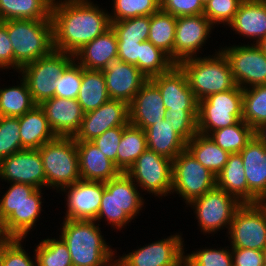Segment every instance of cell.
Listing matches in <instances>:
<instances>
[{
    "label": "cell",
    "mask_w": 266,
    "mask_h": 266,
    "mask_svg": "<svg viewBox=\"0 0 266 266\" xmlns=\"http://www.w3.org/2000/svg\"><path fill=\"white\" fill-rule=\"evenodd\" d=\"M39 152L46 175V187L62 190L81 180L74 137L57 136L43 144Z\"/></svg>",
    "instance_id": "cell-6"
},
{
    "label": "cell",
    "mask_w": 266,
    "mask_h": 266,
    "mask_svg": "<svg viewBox=\"0 0 266 266\" xmlns=\"http://www.w3.org/2000/svg\"><path fill=\"white\" fill-rule=\"evenodd\" d=\"M23 238L0 240V266H36L21 244Z\"/></svg>",
    "instance_id": "cell-44"
},
{
    "label": "cell",
    "mask_w": 266,
    "mask_h": 266,
    "mask_svg": "<svg viewBox=\"0 0 266 266\" xmlns=\"http://www.w3.org/2000/svg\"><path fill=\"white\" fill-rule=\"evenodd\" d=\"M104 189V182L84 180L64 187L61 190L67 192V210L64 219L96 221Z\"/></svg>",
    "instance_id": "cell-20"
},
{
    "label": "cell",
    "mask_w": 266,
    "mask_h": 266,
    "mask_svg": "<svg viewBox=\"0 0 266 266\" xmlns=\"http://www.w3.org/2000/svg\"><path fill=\"white\" fill-rule=\"evenodd\" d=\"M212 28L213 24L204 14L176 17L173 62L179 64L184 59L197 57Z\"/></svg>",
    "instance_id": "cell-17"
},
{
    "label": "cell",
    "mask_w": 266,
    "mask_h": 266,
    "mask_svg": "<svg viewBox=\"0 0 266 266\" xmlns=\"http://www.w3.org/2000/svg\"><path fill=\"white\" fill-rule=\"evenodd\" d=\"M10 186L0 199V224L37 189L25 183H12Z\"/></svg>",
    "instance_id": "cell-48"
},
{
    "label": "cell",
    "mask_w": 266,
    "mask_h": 266,
    "mask_svg": "<svg viewBox=\"0 0 266 266\" xmlns=\"http://www.w3.org/2000/svg\"><path fill=\"white\" fill-rule=\"evenodd\" d=\"M198 110L167 111L166 118L172 129L187 143L198 133Z\"/></svg>",
    "instance_id": "cell-47"
},
{
    "label": "cell",
    "mask_w": 266,
    "mask_h": 266,
    "mask_svg": "<svg viewBox=\"0 0 266 266\" xmlns=\"http://www.w3.org/2000/svg\"><path fill=\"white\" fill-rule=\"evenodd\" d=\"M0 178L42 189L46 186V175L39 149H23L1 159Z\"/></svg>",
    "instance_id": "cell-15"
},
{
    "label": "cell",
    "mask_w": 266,
    "mask_h": 266,
    "mask_svg": "<svg viewBox=\"0 0 266 266\" xmlns=\"http://www.w3.org/2000/svg\"><path fill=\"white\" fill-rule=\"evenodd\" d=\"M261 51L266 55V37L262 38L259 42L255 43Z\"/></svg>",
    "instance_id": "cell-56"
},
{
    "label": "cell",
    "mask_w": 266,
    "mask_h": 266,
    "mask_svg": "<svg viewBox=\"0 0 266 266\" xmlns=\"http://www.w3.org/2000/svg\"><path fill=\"white\" fill-rule=\"evenodd\" d=\"M243 0H210L205 4L204 15L214 25L229 24Z\"/></svg>",
    "instance_id": "cell-49"
},
{
    "label": "cell",
    "mask_w": 266,
    "mask_h": 266,
    "mask_svg": "<svg viewBox=\"0 0 266 266\" xmlns=\"http://www.w3.org/2000/svg\"><path fill=\"white\" fill-rule=\"evenodd\" d=\"M95 220L64 219L61 237L67 244L73 266H112L114 251L101 235ZM100 231V232H99Z\"/></svg>",
    "instance_id": "cell-2"
},
{
    "label": "cell",
    "mask_w": 266,
    "mask_h": 266,
    "mask_svg": "<svg viewBox=\"0 0 266 266\" xmlns=\"http://www.w3.org/2000/svg\"><path fill=\"white\" fill-rule=\"evenodd\" d=\"M150 80L159 88L167 111L198 110V100L178 64Z\"/></svg>",
    "instance_id": "cell-19"
},
{
    "label": "cell",
    "mask_w": 266,
    "mask_h": 266,
    "mask_svg": "<svg viewBox=\"0 0 266 266\" xmlns=\"http://www.w3.org/2000/svg\"><path fill=\"white\" fill-rule=\"evenodd\" d=\"M74 60L57 79L55 96L77 99L82 83V67Z\"/></svg>",
    "instance_id": "cell-46"
},
{
    "label": "cell",
    "mask_w": 266,
    "mask_h": 266,
    "mask_svg": "<svg viewBox=\"0 0 266 266\" xmlns=\"http://www.w3.org/2000/svg\"><path fill=\"white\" fill-rule=\"evenodd\" d=\"M137 68L148 78L168 72L175 63L160 48L150 41L141 42V52Z\"/></svg>",
    "instance_id": "cell-39"
},
{
    "label": "cell",
    "mask_w": 266,
    "mask_h": 266,
    "mask_svg": "<svg viewBox=\"0 0 266 266\" xmlns=\"http://www.w3.org/2000/svg\"><path fill=\"white\" fill-rule=\"evenodd\" d=\"M143 41H117L118 58L135 65L138 62Z\"/></svg>",
    "instance_id": "cell-54"
},
{
    "label": "cell",
    "mask_w": 266,
    "mask_h": 266,
    "mask_svg": "<svg viewBox=\"0 0 266 266\" xmlns=\"http://www.w3.org/2000/svg\"><path fill=\"white\" fill-rule=\"evenodd\" d=\"M263 260H264V263H266V246L263 249Z\"/></svg>",
    "instance_id": "cell-57"
},
{
    "label": "cell",
    "mask_w": 266,
    "mask_h": 266,
    "mask_svg": "<svg viewBox=\"0 0 266 266\" xmlns=\"http://www.w3.org/2000/svg\"><path fill=\"white\" fill-rule=\"evenodd\" d=\"M240 155L249 188V203L266 202V145L254 136Z\"/></svg>",
    "instance_id": "cell-23"
},
{
    "label": "cell",
    "mask_w": 266,
    "mask_h": 266,
    "mask_svg": "<svg viewBox=\"0 0 266 266\" xmlns=\"http://www.w3.org/2000/svg\"><path fill=\"white\" fill-rule=\"evenodd\" d=\"M6 27L14 52V69L50 54L53 48L51 19H11L1 21Z\"/></svg>",
    "instance_id": "cell-3"
},
{
    "label": "cell",
    "mask_w": 266,
    "mask_h": 266,
    "mask_svg": "<svg viewBox=\"0 0 266 266\" xmlns=\"http://www.w3.org/2000/svg\"><path fill=\"white\" fill-rule=\"evenodd\" d=\"M19 117L2 116L0 121V160L21 151Z\"/></svg>",
    "instance_id": "cell-43"
},
{
    "label": "cell",
    "mask_w": 266,
    "mask_h": 266,
    "mask_svg": "<svg viewBox=\"0 0 266 266\" xmlns=\"http://www.w3.org/2000/svg\"><path fill=\"white\" fill-rule=\"evenodd\" d=\"M148 149L147 137L143 129L128 124L119 142L117 151V168L126 173L138 157Z\"/></svg>",
    "instance_id": "cell-34"
},
{
    "label": "cell",
    "mask_w": 266,
    "mask_h": 266,
    "mask_svg": "<svg viewBox=\"0 0 266 266\" xmlns=\"http://www.w3.org/2000/svg\"><path fill=\"white\" fill-rule=\"evenodd\" d=\"M216 187L234 196L242 204L249 203V188L240 153L229 155L224 168L216 176Z\"/></svg>",
    "instance_id": "cell-30"
},
{
    "label": "cell",
    "mask_w": 266,
    "mask_h": 266,
    "mask_svg": "<svg viewBox=\"0 0 266 266\" xmlns=\"http://www.w3.org/2000/svg\"><path fill=\"white\" fill-rule=\"evenodd\" d=\"M161 10L175 17L194 16L204 13L201 0H160Z\"/></svg>",
    "instance_id": "cell-51"
},
{
    "label": "cell",
    "mask_w": 266,
    "mask_h": 266,
    "mask_svg": "<svg viewBox=\"0 0 266 266\" xmlns=\"http://www.w3.org/2000/svg\"><path fill=\"white\" fill-rule=\"evenodd\" d=\"M129 104L110 99L95 110L84 113L75 141H92L106 130L129 124Z\"/></svg>",
    "instance_id": "cell-16"
},
{
    "label": "cell",
    "mask_w": 266,
    "mask_h": 266,
    "mask_svg": "<svg viewBox=\"0 0 266 266\" xmlns=\"http://www.w3.org/2000/svg\"><path fill=\"white\" fill-rule=\"evenodd\" d=\"M211 57H191L178 65L186 73L190 88L196 99L225 92L236 86L230 64L221 50Z\"/></svg>",
    "instance_id": "cell-4"
},
{
    "label": "cell",
    "mask_w": 266,
    "mask_h": 266,
    "mask_svg": "<svg viewBox=\"0 0 266 266\" xmlns=\"http://www.w3.org/2000/svg\"><path fill=\"white\" fill-rule=\"evenodd\" d=\"M220 148L230 154L240 153L255 136V130L245 121L217 129L208 135Z\"/></svg>",
    "instance_id": "cell-36"
},
{
    "label": "cell",
    "mask_w": 266,
    "mask_h": 266,
    "mask_svg": "<svg viewBox=\"0 0 266 266\" xmlns=\"http://www.w3.org/2000/svg\"><path fill=\"white\" fill-rule=\"evenodd\" d=\"M126 126H117L106 130L100 136L94 138L92 143L117 167V151L119 142Z\"/></svg>",
    "instance_id": "cell-50"
},
{
    "label": "cell",
    "mask_w": 266,
    "mask_h": 266,
    "mask_svg": "<svg viewBox=\"0 0 266 266\" xmlns=\"http://www.w3.org/2000/svg\"><path fill=\"white\" fill-rule=\"evenodd\" d=\"M221 51L230 64L237 86L246 89L266 84V55L256 44L228 46Z\"/></svg>",
    "instance_id": "cell-13"
},
{
    "label": "cell",
    "mask_w": 266,
    "mask_h": 266,
    "mask_svg": "<svg viewBox=\"0 0 266 266\" xmlns=\"http://www.w3.org/2000/svg\"><path fill=\"white\" fill-rule=\"evenodd\" d=\"M176 17L161 9L150 15L149 37L155 47L160 48L173 61Z\"/></svg>",
    "instance_id": "cell-35"
},
{
    "label": "cell",
    "mask_w": 266,
    "mask_h": 266,
    "mask_svg": "<svg viewBox=\"0 0 266 266\" xmlns=\"http://www.w3.org/2000/svg\"><path fill=\"white\" fill-rule=\"evenodd\" d=\"M116 57L117 36L112 27L74 54V60H77L82 68L89 70H101L108 60Z\"/></svg>",
    "instance_id": "cell-27"
},
{
    "label": "cell",
    "mask_w": 266,
    "mask_h": 266,
    "mask_svg": "<svg viewBox=\"0 0 266 266\" xmlns=\"http://www.w3.org/2000/svg\"><path fill=\"white\" fill-rule=\"evenodd\" d=\"M117 41H147L150 15L111 22Z\"/></svg>",
    "instance_id": "cell-42"
},
{
    "label": "cell",
    "mask_w": 266,
    "mask_h": 266,
    "mask_svg": "<svg viewBox=\"0 0 266 266\" xmlns=\"http://www.w3.org/2000/svg\"><path fill=\"white\" fill-rule=\"evenodd\" d=\"M188 204L193 206L201 231L206 234L223 227L229 231L234 213L242 205L237 198L217 187Z\"/></svg>",
    "instance_id": "cell-11"
},
{
    "label": "cell",
    "mask_w": 266,
    "mask_h": 266,
    "mask_svg": "<svg viewBox=\"0 0 266 266\" xmlns=\"http://www.w3.org/2000/svg\"><path fill=\"white\" fill-rule=\"evenodd\" d=\"M73 61L74 55L53 50L21 68L19 72L36 105L55 96L57 79Z\"/></svg>",
    "instance_id": "cell-8"
},
{
    "label": "cell",
    "mask_w": 266,
    "mask_h": 266,
    "mask_svg": "<svg viewBox=\"0 0 266 266\" xmlns=\"http://www.w3.org/2000/svg\"><path fill=\"white\" fill-rule=\"evenodd\" d=\"M243 117V89L235 86L198 101V133L211 132L236 124Z\"/></svg>",
    "instance_id": "cell-7"
},
{
    "label": "cell",
    "mask_w": 266,
    "mask_h": 266,
    "mask_svg": "<svg viewBox=\"0 0 266 266\" xmlns=\"http://www.w3.org/2000/svg\"><path fill=\"white\" fill-rule=\"evenodd\" d=\"M216 187V176L184 149L172 160V193L188 203Z\"/></svg>",
    "instance_id": "cell-9"
},
{
    "label": "cell",
    "mask_w": 266,
    "mask_h": 266,
    "mask_svg": "<svg viewBox=\"0 0 266 266\" xmlns=\"http://www.w3.org/2000/svg\"><path fill=\"white\" fill-rule=\"evenodd\" d=\"M228 232L232 248L263 251L266 246V202L242 204L234 213Z\"/></svg>",
    "instance_id": "cell-10"
},
{
    "label": "cell",
    "mask_w": 266,
    "mask_h": 266,
    "mask_svg": "<svg viewBox=\"0 0 266 266\" xmlns=\"http://www.w3.org/2000/svg\"><path fill=\"white\" fill-rule=\"evenodd\" d=\"M210 0H201V2L205 5Z\"/></svg>",
    "instance_id": "cell-58"
},
{
    "label": "cell",
    "mask_w": 266,
    "mask_h": 266,
    "mask_svg": "<svg viewBox=\"0 0 266 266\" xmlns=\"http://www.w3.org/2000/svg\"><path fill=\"white\" fill-rule=\"evenodd\" d=\"M34 250L36 266H73L68 246L61 237L44 239Z\"/></svg>",
    "instance_id": "cell-40"
},
{
    "label": "cell",
    "mask_w": 266,
    "mask_h": 266,
    "mask_svg": "<svg viewBox=\"0 0 266 266\" xmlns=\"http://www.w3.org/2000/svg\"><path fill=\"white\" fill-rule=\"evenodd\" d=\"M101 71L109 97L128 104L148 80L136 65L125 63L118 57L108 60Z\"/></svg>",
    "instance_id": "cell-18"
},
{
    "label": "cell",
    "mask_w": 266,
    "mask_h": 266,
    "mask_svg": "<svg viewBox=\"0 0 266 266\" xmlns=\"http://www.w3.org/2000/svg\"><path fill=\"white\" fill-rule=\"evenodd\" d=\"M113 15L110 13V21H120L130 18L148 16L161 9L160 0H113Z\"/></svg>",
    "instance_id": "cell-41"
},
{
    "label": "cell",
    "mask_w": 266,
    "mask_h": 266,
    "mask_svg": "<svg viewBox=\"0 0 266 266\" xmlns=\"http://www.w3.org/2000/svg\"><path fill=\"white\" fill-rule=\"evenodd\" d=\"M126 174L149 194L165 197L172 191V160L149 149L137 158Z\"/></svg>",
    "instance_id": "cell-12"
},
{
    "label": "cell",
    "mask_w": 266,
    "mask_h": 266,
    "mask_svg": "<svg viewBox=\"0 0 266 266\" xmlns=\"http://www.w3.org/2000/svg\"><path fill=\"white\" fill-rule=\"evenodd\" d=\"M21 79L20 85L0 88V112L2 116L21 117L36 105L25 80Z\"/></svg>",
    "instance_id": "cell-37"
},
{
    "label": "cell",
    "mask_w": 266,
    "mask_h": 266,
    "mask_svg": "<svg viewBox=\"0 0 266 266\" xmlns=\"http://www.w3.org/2000/svg\"><path fill=\"white\" fill-rule=\"evenodd\" d=\"M90 1L53 0L54 50L74 55L111 27L109 13Z\"/></svg>",
    "instance_id": "cell-1"
},
{
    "label": "cell",
    "mask_w": 266,
    "mask_h": 266,
    "mask_svg": "<svg viewBox=\"0 0 266 266\" xmlns=\"http://www.w3.org/2000/svg\"><path fill=\"white\" fill-rule=\"evenodd\" d=\"M145 133L148 149L171 160L186 149V142L172 129L167 118L149 126Z\"/></svg>",
    "instance_id": "cell-29"
},
{
    "label": "cell",
    "mask_w": 266,
    "mask_h": 266,
    "mask_svg": "<svg viewBox=\"0 0 266 266\" xmlns=\"http://www.w3.org/2000/svg\"><path fill=\"white\" fill-rule=\"evenodd\" d=\"M228 26L238 34L259 42L266 37V0H243Z\"/></svg>",
    "instance_id": "cell-26"
},
{
    "label": "cell",
    "mask_w": 266,
    "mask_h": 266,
    "mask_svg": "<svg viewBox=\"0 0 266 266\" xmlns=\"http://www.w3.org/2000/svg\"><path fill=\"white\" fill-rule=\"evenodd\" d=\"M76 146L81 180L107 182L121 173L92 141H76Z\"/></svg>",
    "instance_id": "cell-24"
},
{
    "label": "cell",
    "mask_w": 266,
    "mask_h": 266,
    "mask_svg": "<svg viewBox=\"0 0 266 266\" xmlns=\"http://www.w3.org/2000/svg\"><path fill=\"white\" fill-rule=\"evenodd\" d=\"M254 130L266 123V84L243 89V117Z\"/></svg>",
    "instance_id": "cell-38"
},
{
    "label": "cell",
    "mask_w": 266,
    "mask_h": 266,
    "mask_svg": "<svg viewBox=\"0 0 266 266\" xmlns=\"http://www.w3.org/2000/svg\"><path fill=\"white\" fill-rule=\"evenodd\" d=\"M186 266H233L231 250L200 249L184 256Z\"/></svg>",
    "instance_id": "cell-45"
},
{
    "label": "cell",
    "mask_w": 266,
    "mask_h": 266,
    "mask_svg": "<svg viewBox=\"0 0 266 266\" xmlns=\"http://www.w3.org/2000/svg\"><path fill=\"white\" fill-rule=\"evenodd\" d=\"M233 266H262L263 251L248 248H231Z\"/></svg>",
    "instance_id": "cell-52"
},
{
    "label": "cell",
    "mask_w": 266,
    "mask_h": 266,
    "mask_svg": "<svg viewBox=\"0 0 266 266\" xmlns=\"http://www.w3.org/2000/svg\"><path fill=\"white\" fill-rule=\"evenodd\" d=\"M255 136L266 145V123L261 124L258 128L255 129Z\"/></svg>",
    "instance_id": "cell-55"
},
{
    "label": "cell",
    "mask_w": 266,
    "mask_h": 266,
    "mask_svg": "<svg viewBox=\"0 0 266 266\" xmlns=\"http://www.w3.org/2000/svg\"><path fill=\"white\" fill-rule=\"evenodd\" d=\"M41 194V189H36L0 224L2 238H25L29 234L42 210Z\"/></svg>",
    "instance_id": "cell-25"
},
{
    "label": "cell",
    "mask_w": 266,
    "mask_h": 266,
    "mask_svg": "<svg viewBox=\"0 0 266 266\" xmlns=\"http://www.w3.org/2000/svg\"><path fill=\"white\" fill-rule=\"evenodd\" d=\"M186 149L215 176L224 168L230 153L220 148L209 136L197 133L187 143Z\"/></svg>",
    "instance_id": "cell-31"
},
{
    "label": "cell",
    "mask_w": 266,
    "mask_h": 266,
    "mask_svg": "<svg viewBox=\"0 0 266 266\" xmlns=\"http://www.w3.org/2000/svg\"><path fill=\"white\" fill-rule=\"evenodd\" d=\"M53 0H0V19H51Z\"/></svg>",
    "instance_id": "cell-33"
},
{
    "label": "cell",
    "mask_w": 266,
    "mask_h": 266,
    "mask_svg": "<svg viewBox=\"0 0 266 266\" xmlns=\"http://www.w3.org/2000/svg\"><path fill=\"white\" fill-rule=\"evenodd\" d=\"M167 109L159 88L148 79L129 103L130 124L143 129L166 118Z\"/></svg>",
    "instance_id": "cell-21"
},
{
    "label": "cell",
    "mask_w": 266,
    "mask_h": 266,
    "mask_svg": "<svg viewBox=\"0 0 266 266\" xmlns=\"http://www.w3.org/2000/svg\"><path fill=\"white\" fill-rule=\"evenodd\" d=\"M182 239L181 235H171L125 254L116 263L119 266H183Z\"/></svg>",
    "instance_id": "cell-14"
},
{
    "label": "cell",
    "mask_w": 266,
    "mask_h": 266,
    "mask_svg": "<svg viewBox=\"0 0 266 266\" xmlns=\"http://www.w3.org/2000/svg\"><path fill=\"white\" fill-rule=\"evenodd\" d=\"M56 136L74 137L79 131L84 112L77 99L54 96L40 104Z\"/></svg>",
    "instance_id": "cell-22"
},
{
    "label": "cell",
    "mask_w": 266,
    "mask_h": 266,
    "mask_svg": "<svg viewBox=\"0 0 266 266\" xmlns=\"http://www.w3.org/2000/svg\"><path fill=\"white\" fill-rule=\"evenodd\" d=\"M14 69V52L8 37L7 27L0 22V68Z\"/></svg>",
    "instance_id": "cell-53"
},
{
    "label": "cell",
    "mask_w": 266,
    "mask_h": 266,
    "mask_svg": "<svg viewBox=\"0 0 266 266\" xmlns=\"http://www.w3.org/2000/svg\"><path fill=\"white\" fill-rule=\"evenodd\" d=\"M104 184L96 221L104 217L113 228L122 229L140 212L144 199L140 196L138 186L126 173L121 172Z\"/></svg>",
    "instance_id": "cell-5"
},
{
    "label": "cell",
    "mask_w": 266,
    "mask_h": 266,
    "mask_svg": "<svg viewBox=\"0 0 266 266\" xmlns=\"http://www.w3.org/2000/svg\"><path fill=\"white\" fill-rule=\"evenodd\" d=\"M19 125L22 149H39L43 144L57 137L40 105H35L19 117Z\"/></svg>",
    "instance_id": "cell-28"
},
{
    "label": "cell",
    "mask_w": 266,
    "mask_h": 266,
    "mask_svg": "<svg viewBox=\"0 0 266 266\" xmlns=\"http://www.w3.org/2000/svg\"><path fill=\"white\" fill-rule=\"evenodd\" d=\"M110 99L103 72L82 68V83L77 100L83 112L95 110Z\"/></svg>",
    "instance_id": "cell-32"
}]
</instances>
